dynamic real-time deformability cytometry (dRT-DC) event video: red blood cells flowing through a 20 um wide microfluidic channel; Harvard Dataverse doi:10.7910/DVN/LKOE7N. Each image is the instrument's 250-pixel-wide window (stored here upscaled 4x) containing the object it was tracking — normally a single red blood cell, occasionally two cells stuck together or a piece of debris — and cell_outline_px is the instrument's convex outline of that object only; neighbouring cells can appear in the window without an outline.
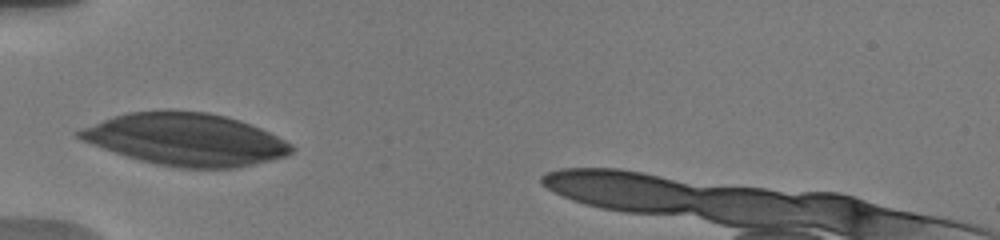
{"species": "human", "species_latin": "Homo sapiens", "temperature_condition": "warm", "stored_images_in_passage": 41, "camera_frame_rate_fps": 3000, "um_per_image_px": 0.085, "donor": {"sex": "male"}, "frame": {"image": 1, "passage_image": 1, "time_ms": 0.0, "image_size_px": [1000, 240], "cell_outline_px": [[292, 152], [284, 156], [252, 164], [232, 168], [180, 168], [156, 164], [140, 160], [80, 140], [72, 132], [104, 120], [128, 112], [168, 108], [208, 112], [240, 120], [260, 128], [292, 144]], "centroid_in_image_um": [15.75, 11.82], "position_along_channel_um": 69.2, "area_um2": 64.39}}
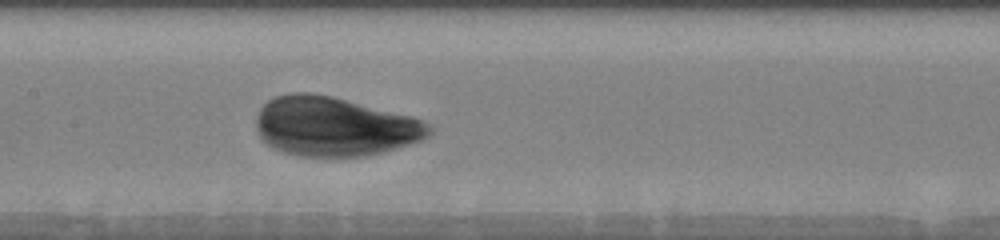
{"frame": {"image": 2, "passage_image": 13, "time_ms": 3.0, "image_size_px": [1000, 240], "cell_outline_px": [[432, 132], [424, 140], [384, 152], [364, 156], [300, 156], [284, 152], [272, 148], [260, 136], [256, 124], [256, 116], [260, 108], [268, 100], [276, 96], [292, 92], [312, 92], [332, 96], [412, 116], [428, 124], [432, 128]], "centroid_in_image_um": [28.43, 10.75], "position_along_channel_um": 179.0, "area_um2": 59.88}}
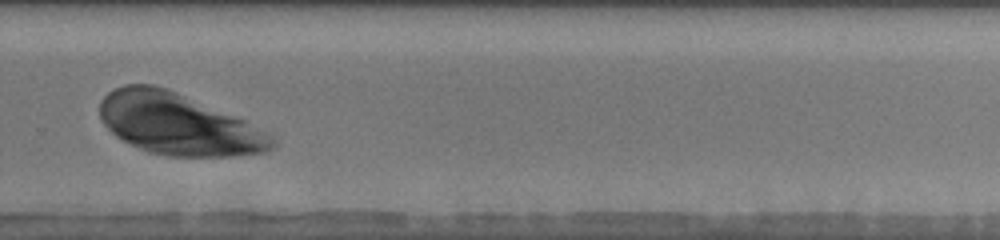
{"frame": {"image": 3, "passage_image": 31, "time_ms": 6.667, "image_size_px": [1000, 240], "cell_outline_px": [[276, 144], [272, 148], [264, 152], [240, 156], [168, 156], [148, 152], [116, 136], [100, 120], [100, 100], [108, 92], [124, 84], [152, 84], [168, 88], [244, 120], [268, 136]], "centroid_in_image_um": [15.08, 10.54], "position_along_channel_um": 314.7, "area_um2": 61.04}}